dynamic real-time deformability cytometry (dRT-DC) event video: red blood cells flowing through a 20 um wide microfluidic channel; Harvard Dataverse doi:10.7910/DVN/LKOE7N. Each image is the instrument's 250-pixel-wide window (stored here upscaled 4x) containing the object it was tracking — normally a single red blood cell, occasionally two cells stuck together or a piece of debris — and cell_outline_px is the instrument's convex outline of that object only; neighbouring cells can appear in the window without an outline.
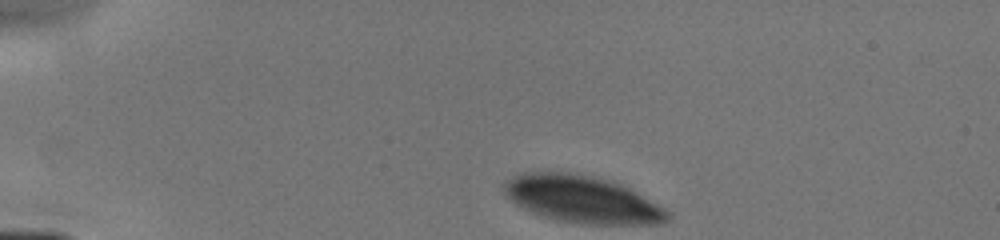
{"species": "human", "species_latin": "Homo sapiens", "temperature_condition": "cold", "stored_images_in_passage": 38, "camera_frame_rate_fps": 3000, "um_per_image_px": 0.085, "donor": {"sex": "male"}, "frame": {"image": 1, "passage_image": 1, "time_ms": 0.0, "image_size_px": [1000, 240], "cell_outline_px": [[672, 216], [664, 224], [580, 224], [556, 220], [532, 212], [516, 204], [504, 192], [504, 184], [508, 180], [524, 172], [568, 172], [592, 176], [612, 180], [628, 188], [664, 208]], "centroid_in_image_um": [49.52, 16.95], "position_along_channel_um": 35.5, "area_um2": 44.62}}
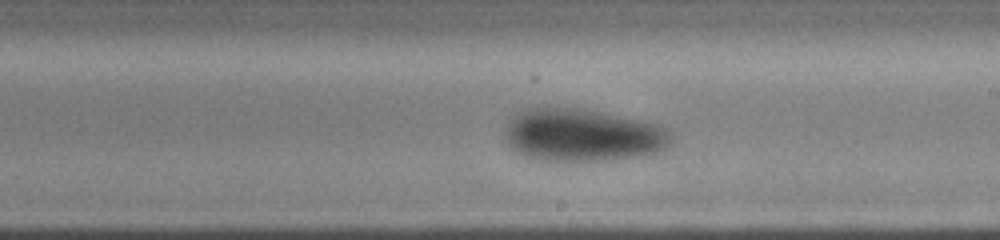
{"frame": {"image": 2, "passage_image": 22, "time_ms": 6.333, "image_size_px": [1000, 240], "cell_outline_px": [[672, 140], [664, 148], [656, 152], [644, 156], [608, 160], [540, 160], [524, 156], [516, 152], [504, 140], [504, 132], [508, 120], [512, 116], [528, 108], [580, 108], [644, 120], [660, 124], [668, 128], [672, 132]], "centroid_in_image_um": [49.53, 11.48], "position_along_channel_um": 239.5, "area_um2": 51.44}}
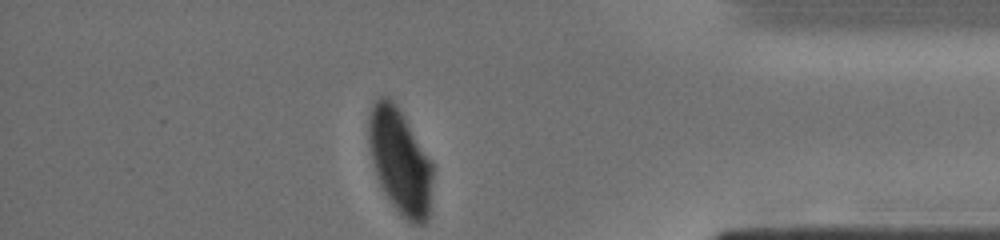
{"frame": {"image": 3, "passage_image": 38, "time_ms": 10.667, "image_size_px": [1000, 240], "cell_outline_px": [[432, 180], [428, 220], [424, 224], [412, 224], [392, 204], [384, 192], [380, 184], [372, 160], [368, 140], [368, 116], [372, 104], [380, 96], [388, 96], [396, 104], [404, 116], [432, 160]], "centroid_in_image_um": [34.0, 13.67], "position_along_channel_um": 401.2, "area_um2": 39.13}}